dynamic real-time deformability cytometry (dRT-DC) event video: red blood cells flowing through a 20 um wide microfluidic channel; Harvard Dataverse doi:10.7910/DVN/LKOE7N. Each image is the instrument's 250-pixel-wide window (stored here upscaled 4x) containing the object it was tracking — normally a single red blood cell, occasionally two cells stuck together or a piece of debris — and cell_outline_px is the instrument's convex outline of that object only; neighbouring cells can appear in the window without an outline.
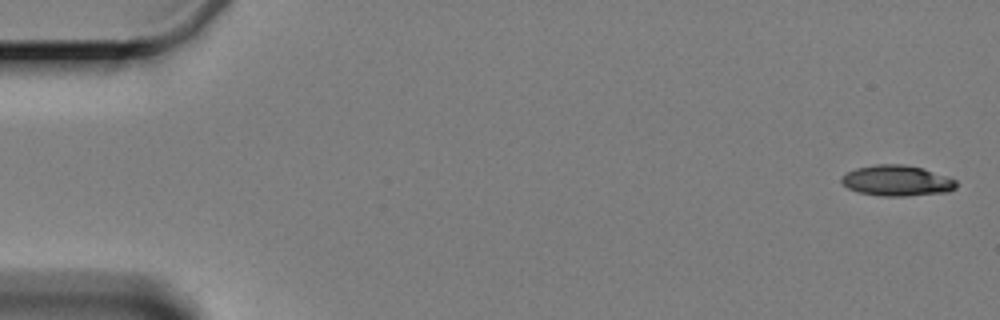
{"species": "Egyptian fruit bat (a non-hibernating species)", "species_latin": "Rousettus aegyptiacus", "temperature_condition": "cold", "stored_images_in_passage": 6, "camera_frame_rate_fps": 3000, "um_per_image_px": 0.085, "animal": {"sex": "female"}, "frame": {"image": 1, "passage_image": 1, "time_ms": 0.0, "image_size_px": [1000, 320], "cell_outline_px": [[956, 188], [948, 192], [904, 196], [880, 196], [860, 192], [848, 188], [840, 180], [848, 172], [856, 168], [876, 164], [904, 164], [924, 168], [956, 180]], "centroid_in_image_um": [76.26, 15.35], "position_along_channel_um": 8.7, "area_um2": 20.4}}
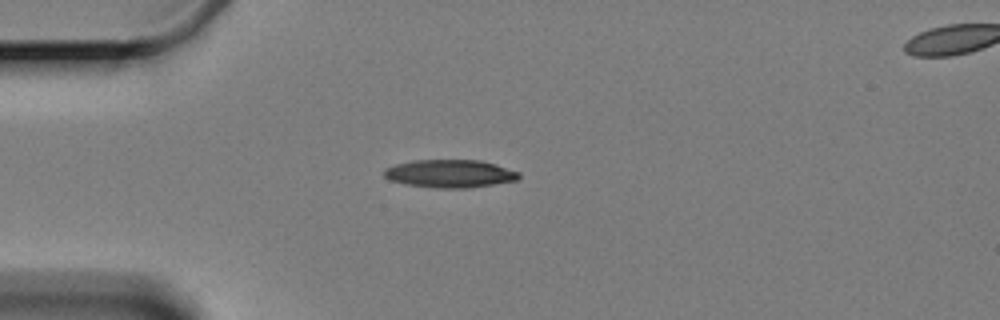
{"frame": {"image": 2, "passage_image": 5, "time_ms": 4.667, "image_size_px": [1000, 320], "cell_outline_px": [[520, 176], [516, 180], [468, 188], [436, 188], [408, 184], [392, 180], [384, 176], [384, 168], [396, 164], [412, 160], [480, 160], [496, 164], [520, 172]], "centroid_in_image_um": [38.25, 14.75], "position_along_channel_um": 46.7, "area_um2": 21.79}}